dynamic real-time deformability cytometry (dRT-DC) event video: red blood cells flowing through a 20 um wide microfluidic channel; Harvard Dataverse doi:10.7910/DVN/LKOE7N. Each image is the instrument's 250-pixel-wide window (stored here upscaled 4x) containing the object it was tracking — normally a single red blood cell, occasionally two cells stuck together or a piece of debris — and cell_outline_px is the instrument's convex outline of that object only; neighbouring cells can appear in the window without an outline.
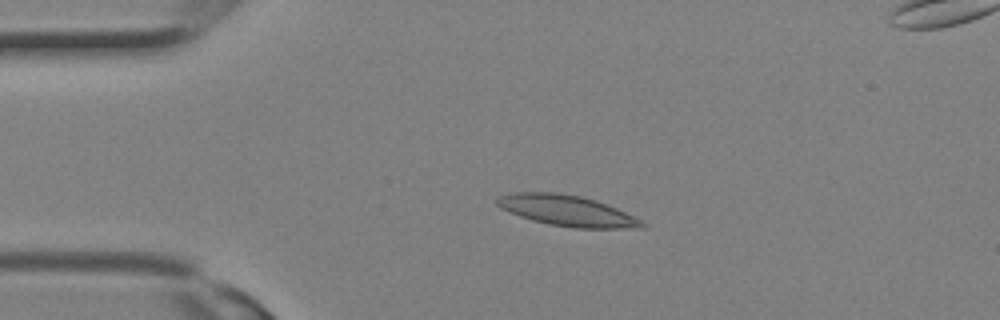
{"species": "Egyptian fruit bat (a non-hibernating species)", "species_latin": "Rousettus aegyptiacus", "temperature_condition": "room temperature", "stored_images_in_passage": 10, "camera_frame_rate_fps": 3000, "um_per_image_px": 0.085, "animal": {"sex": "female"}, "frame": {"image": 1, "passage_image": 6, "time_ms": 1.667, "image_size_px": [1000, 320], "cell_outline_px": [[648, 224], [644, 228], [576, 228], [548, 224], [532, 220], [520, 216], [500, 208], [496, 204], [496, 200], [500, 196], [512, 192], [556, 192], [580, 196], [596, 200], [616, 208]], "centroid_in_image_um": [48.18, 17.9], "position_along_channel_um": 36.8, "area_um2": 25.89}}
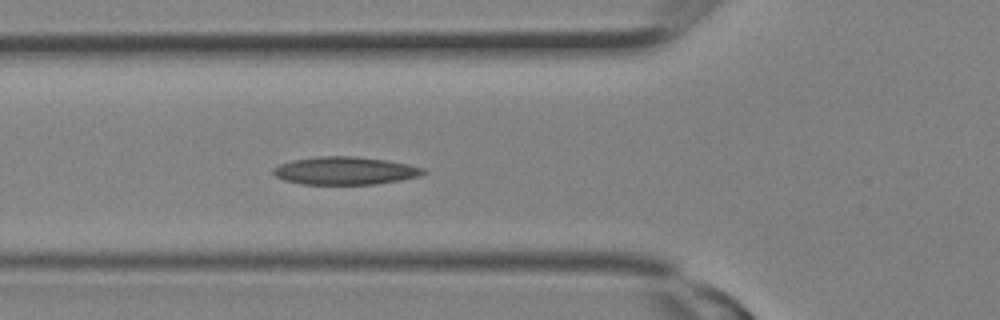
{"frame": {"image": 2, "passage_image": 10, "time_ms": 3.0, "image_size_px": [1000, 320], "cell_outline_px": [[428, 172], [420, 176], [400, 180], [376, 184], [304, 184], [284, 180], [276, 176], [272, 172], [272, 168], [280, 164], [292, 160], [320, 156], [356, 156], [388, 160], [408, 164], [424, 168]], "centroid_in_image_um": [29.36, 14.5], "position_along_channel_um": 96.4, "area_um2": 24.45}}